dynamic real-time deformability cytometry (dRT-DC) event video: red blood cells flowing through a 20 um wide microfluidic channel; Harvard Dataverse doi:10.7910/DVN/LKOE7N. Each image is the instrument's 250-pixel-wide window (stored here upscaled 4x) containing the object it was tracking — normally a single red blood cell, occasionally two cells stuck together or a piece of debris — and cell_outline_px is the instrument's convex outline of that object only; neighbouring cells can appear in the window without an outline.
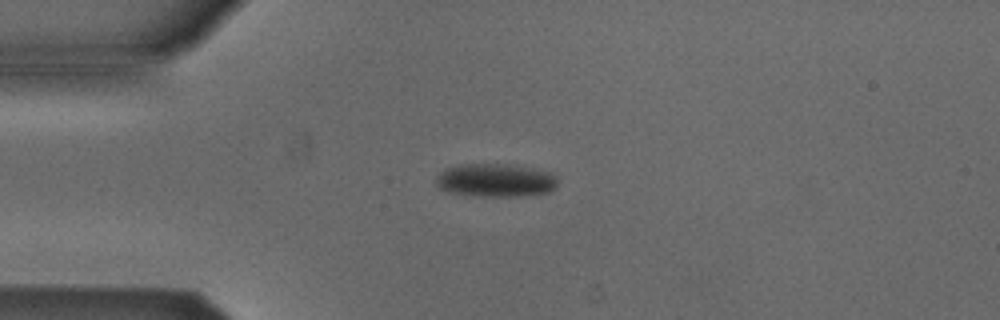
{"species": "Egyptian fruit bat (a non-hibernating species)", "species_latin": "Rousettus aegyptiacus", "temperature_condition": "cold", "stored_images_in_passage": 5, "camera_frame_rate_fps": 3000, "um_per_image_px": 0.085, "animal": {"sex": "male"}, "frame": {"image": 1, "passage_image": 2, "time_ms": 0.333, "image_size_px": [1000, 320], "cell_outline_px": [[556, 188], [548, 192], [524, 196], [472, 196], [448, 192], [440, 188], [436, 184], [436, 176], [448, 168], [468, 164], [500, 164], [540, 172], [552, 176], [556, 180]], "centroid_in_image_um": [42.02, 15.37], "position_along_channel_um": 43.0, "area_um2": 22.66}}
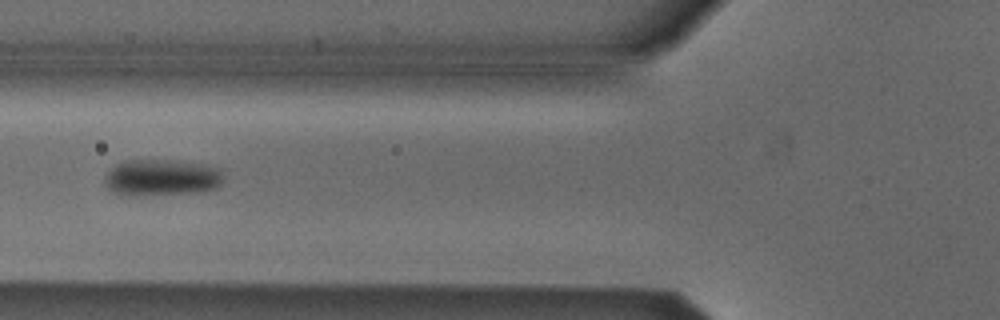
{"frame": {"image": 2, "passage_image": 4, "time_ms": 1.0, "image_size_px": [1000, 320], "cell_outline_px": [[224, 176], [220, 184], [216, 188], [200, 192], [136, 196], [132, 196], [112, 192], [104, 184], [104, 180], [108, 172], [116, 164], [128, 160], [172, 160], [204, 164], [220, 168]], "centroid_in_image_um": [13.75, 15.1], "position_along_channel_um": 112.0, "area_um2": 25.49}}
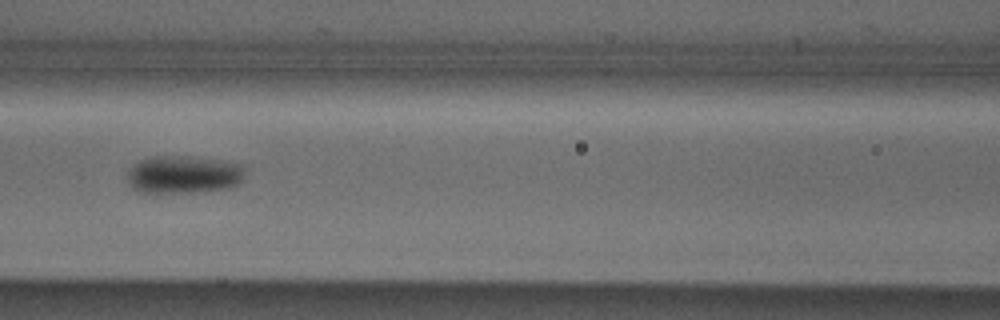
{"frame": {"image": 3, "passage_image": 5, "time_ms": 1.333, "image_size_px": [1000, 320], "cell_outline_px": [[244, 172], [240, 180], [236, 184], [224, 188], [204, 192], [144, 192], [132, 188], [128, 180], [128, 172], [132, 164], [140, 160], [152, 156], [188, 156], [216, 160], [240, 164], [244, 168]], "centroid_in_image_um": [15.55, 14.83], "position_along_channel_um": 151.0, "area_um2": 25.61}}